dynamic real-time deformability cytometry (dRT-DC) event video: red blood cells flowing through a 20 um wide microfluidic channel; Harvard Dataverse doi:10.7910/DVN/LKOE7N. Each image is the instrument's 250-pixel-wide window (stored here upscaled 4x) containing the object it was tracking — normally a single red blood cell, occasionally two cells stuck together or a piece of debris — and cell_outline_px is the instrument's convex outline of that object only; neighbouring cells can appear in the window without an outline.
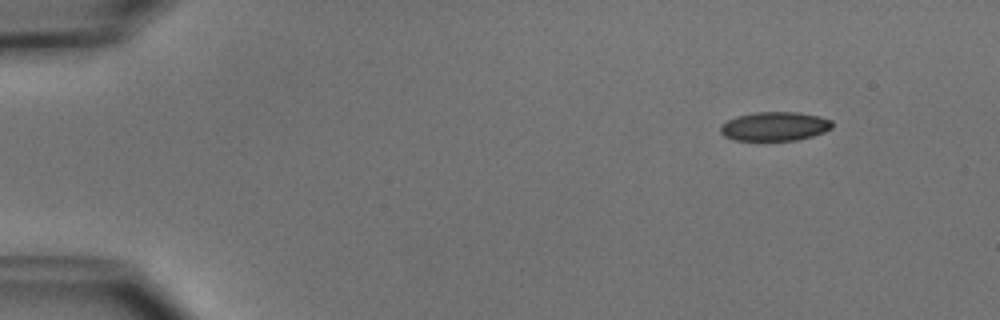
{"species": "common noctule bat (a hibernating species)", "species_latin": "Nyctalus noctula", "temperature_condition": "cold", "stored_images_in_passage": 3, "camera_frame_rate_fps": 3000, "um_per_image_px": 0.085, "animal": {"sex": "male", "body_mass_g": 15.6}, "frame": {"image": 1, "passage_image": 1, "time_ms": 0.0, "image_size_px": [1000, 320], "cell_outline_px": [[832, 128], [824, 132], [812, 136], [796, 140], [736, 140], [724, 136], [720, 132], [720, 128], [728, 120], [736, 116], [756, 112], [796, 112], [820, 116], [832, 120]], "centroid_in_image_um": [65.87, 10.73], "position_along_channel_um": 19.1, "area_um2": 18.79}}
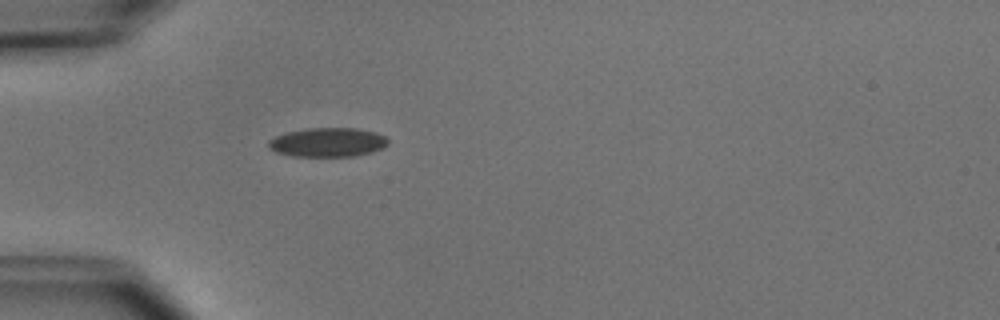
{"frame": {"image": 2, "passage_image": 3, "time_ms": 3.333, "image_size_px": [1000, 320], "cell_outline_px": [[388, 144], [384, 148], [372, 152], [356, 156], [292, 156], [276, 152], [268, 148], [268, 140], [276, 136], [288, 132], [308, 128], [356, 128], [376, 132], [384, 136], [388, 140]], "centroid_in_image_um": [27.87, 12.1], "position_along_channel_um": 57.1, "area_um2": 20.35}}